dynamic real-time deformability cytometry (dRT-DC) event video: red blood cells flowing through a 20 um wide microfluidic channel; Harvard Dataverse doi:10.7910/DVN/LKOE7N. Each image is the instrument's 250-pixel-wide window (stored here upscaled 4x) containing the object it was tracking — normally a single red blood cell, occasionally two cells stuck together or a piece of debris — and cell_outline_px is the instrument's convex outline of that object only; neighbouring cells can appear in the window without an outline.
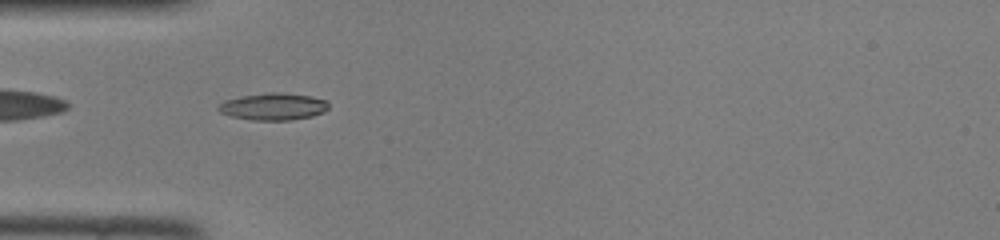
{"species": "common noctule bat (a hibernating species)", "species_latin": "Nyctalus noctula", "temperature_condition": "room temperature", "stored_images_in_passage": 35, "segment_of_instrument_passage": [1, 2], "camera_frame_rate_fps": 3000, "um_per_image_px": 0.085, "animal": {"sex": "female", "body_mass_g": 22.0, "forearm_length_mm": 56.7}, "frame": {"image": 1, "passage_image": 3, "time_ms": 0.667, "image_size_px": [1000, 240], "cell_outline_px": [[328, 108], [324, 112], [312, 116], [292, 120], [252, 120], [232, 116], [220, 112], [216, 108], [224, 100], [244, 96], [272, 92], [312, 96], [328, 100]], "centroid_in_image_um": [23.26, 9.06], "position_along_channel_um": 61.7, "area_um2": 17.22}}
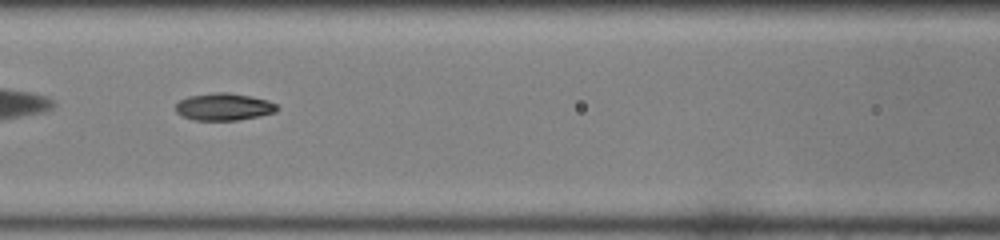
{"frame": {"image": 2, "passage_image": 9, "time_ms": 2.667, "image_size_px": [1000, 240], "cell_outline_px": [[280, 108], [276, 112], [260, 116], [236, 120], [192, 120], [176, 112], [176, 104], [180, 100], [188, 96], [212, 92], [228, 92], [268, 100], [276, 104]], "centroid_in_image_um": [19.04, 9.07], "position_along_channel_um": 147.6, "area_um2": 16.13}}
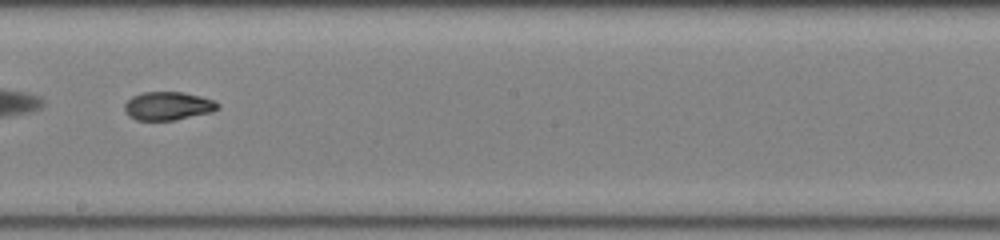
{"frame": {"image": 3, "passage_image": 15, "time_ms": 4.667, "image_size_px": [1000, 240], "cell_outline_px": [[220, 108], [212, 112], [172, 120], [136, 120], [128, 116], [124, 108], [124, 104], [132, 96], [144, 92], [180, 92], [200, 96], [212, 100], [220, 104]], "centroid_in_image_um": [14.27, 9.01], "position_along_channel_um": 233.9, "area_um2": 15.32}}